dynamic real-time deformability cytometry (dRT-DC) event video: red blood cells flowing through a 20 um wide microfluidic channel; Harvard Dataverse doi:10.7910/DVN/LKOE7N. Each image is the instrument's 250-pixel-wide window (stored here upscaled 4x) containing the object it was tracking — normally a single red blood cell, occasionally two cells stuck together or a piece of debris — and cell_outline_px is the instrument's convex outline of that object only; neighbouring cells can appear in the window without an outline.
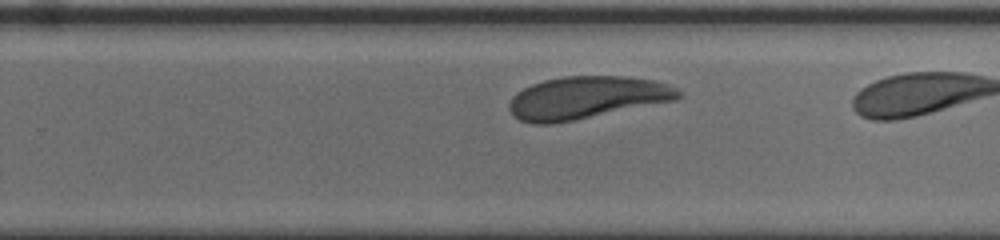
{"species": "human", "species_latin": "Homo sapiens", "temperature_condition": "cold", "stored_images_in_passage": 24, "camera_frame_rate_fps": 3000, "um_per_image_px": 0.085, "donor": {"sex": "female"}, "frame": {"image": 1, "passage_image": 17, "time_ms": 5.333, "image_size_px": [1000, 240], "cell_outline_px": [[680, 96], [676, 100], [576, 120], [552, 124], [532, 124], [520, 120], [512, 116], [508, 108], [508, 104], [512, 96], [516, 92], [532, 84], [544, 80], [564, 76], [624, 76], [652, 80], [668, 84], [676, 88], [680, 92]], "centroid_in_image_um": [49.81, 8.31], "position_along_channel_um": 280.0, "area_um2": 42.08}}